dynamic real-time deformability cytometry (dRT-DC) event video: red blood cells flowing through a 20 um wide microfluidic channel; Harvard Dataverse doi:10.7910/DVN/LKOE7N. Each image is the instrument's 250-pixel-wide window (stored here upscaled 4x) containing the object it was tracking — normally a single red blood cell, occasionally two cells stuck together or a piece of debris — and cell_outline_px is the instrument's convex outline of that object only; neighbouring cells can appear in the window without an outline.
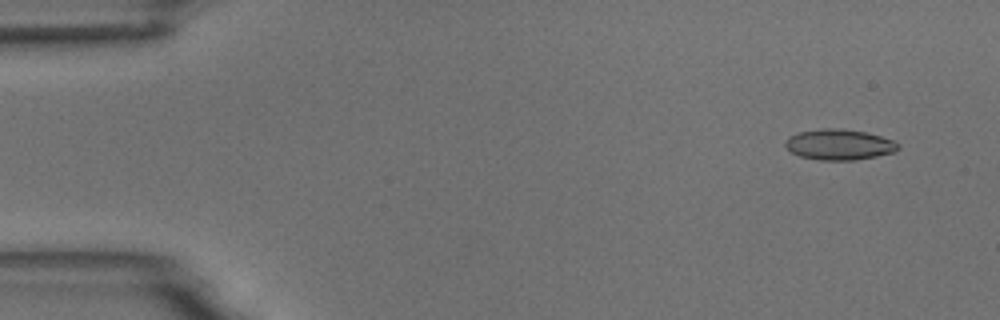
{"species": "common noctule bat (a hibernating species)", "species_latin": "Nyctalus noctula", "temperature_condition": "room temperature", "stored_images_in_passage": 9, "camera_frame_rate_fps": 3000, "um_per_image_px": 0.085, "animal": {"sex": "male", "body_mass_g": 18.8}, "frame": {"image": 1, "passage_image": 1, "time_ms": 0.0, "image_size_px": [1000, 320], "cell_outline_px": [[900, 148], [896, 152], [856, 160], [820, 160], [800, 156], [792, 152], [784, 144], [784, 140], [788, 136], [800, 132], [820, 128], [840, 128], [864, 132], [880, 136], [892, 140], [900, 144]], "centroid_in_image_um": [71.33, 12.29], "position_along_channel_um": 13.7, "area_um2": 20.23}}
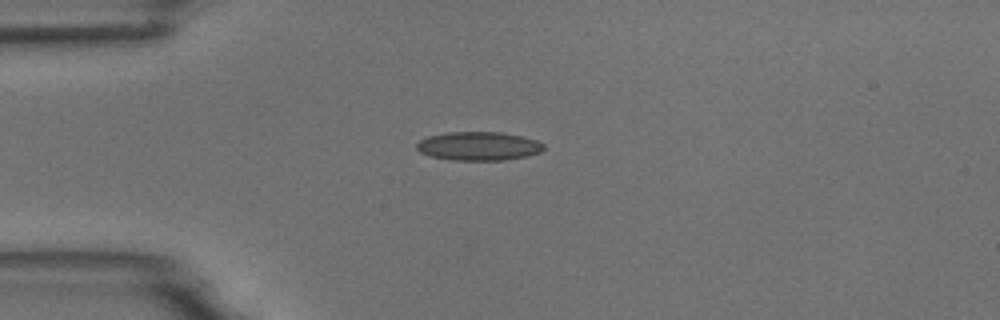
{"frame": {"image": 2, "passage_image": 4, "time_ms": 3.333, "image_size_px": [1000, 320], "cell_outline_px": [[544, 148], [540, 152], [524, 156], [504, 160], [452, 160], [432, 156], [420, 152], [416, 148], [416, 144], [420, 140], [428, 136], [448, 132], [500, 132], [520, 136], [536, 140], [544, 144]], "centroid_in_image_um": [40.66, 12.41], "position_along_channel_um": 44.3, "area_um2": 21.04}}
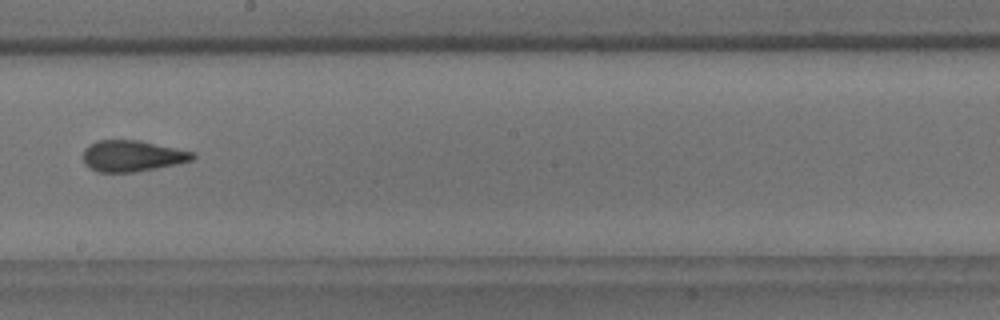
{"frame": {"image": 3, "passage_image": 9, "time_ms": 9.0, "image_size_px": [1000, 320], "cell_outline_px": [[196, 156], [192, 160], [176, 164], [156, 168], [132, 172], [96, 172], [84, 164], [84, 148], [88, 144], [96, 140], [140, 140], [196, 152]], "centroid_in_image_um": [11.23, 13.24], "position_along_channel_um": 237.0, "area_um2": 20.06}}